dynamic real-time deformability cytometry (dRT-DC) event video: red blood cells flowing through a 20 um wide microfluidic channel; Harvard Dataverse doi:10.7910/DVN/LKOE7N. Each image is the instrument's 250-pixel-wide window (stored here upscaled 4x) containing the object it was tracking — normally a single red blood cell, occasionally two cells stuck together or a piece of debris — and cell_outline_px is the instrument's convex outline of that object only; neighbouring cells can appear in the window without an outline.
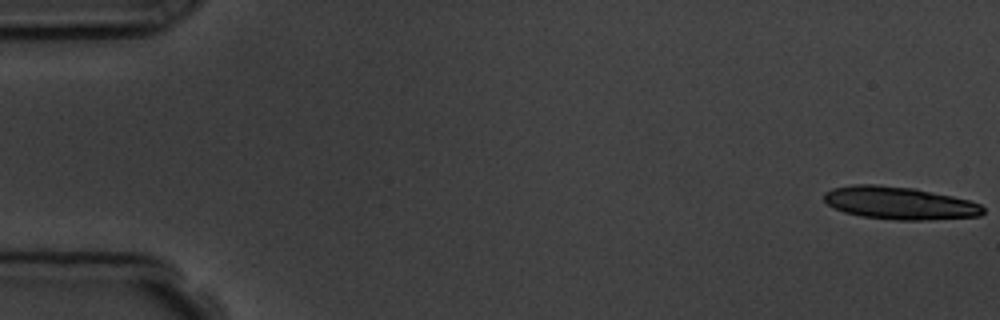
{"species": "common noctule bat (a hibernating species)", "species_latin": "Nyctalus noctula", "temperature_condition": "room temperature", "stored_images_in_passage": 9, "camera_frame_rate_fps": 3000, "um_per_image_px": 0.085, "animal": {"sex": "male", "body_mass_g": 19.5, "forearm_length_mm": 54.6}, "frame": {"image": 1, "passage_image": 1, "time_ms": 0.0, "image_size_px": [1000, 320], "cell_outline_px": [[984, 212], [980, 216], [920, 220], [896, 220], [860, 216], [844, 212], [828, 204], [824, 200], [824, 192], [832, 188], [852, 184], [876, 184], [916, 188], [952, 196], [968, 200], [980, 204], [984, 208]], "centroid_in_image_um": [76.43, 17.25], "position_along_channel_um": 8.6, "area_um2": 30.35}}